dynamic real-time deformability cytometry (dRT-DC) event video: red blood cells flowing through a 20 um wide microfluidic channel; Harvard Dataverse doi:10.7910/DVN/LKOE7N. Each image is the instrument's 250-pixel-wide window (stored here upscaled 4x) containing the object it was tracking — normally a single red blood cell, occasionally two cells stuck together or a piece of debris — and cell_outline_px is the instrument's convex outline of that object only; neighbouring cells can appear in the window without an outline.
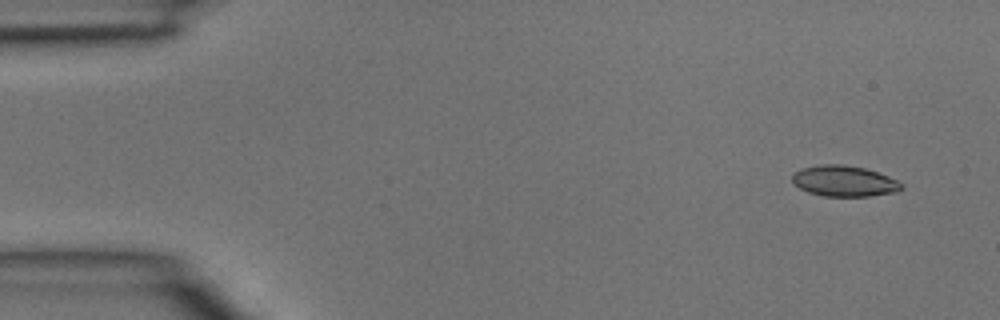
{"species": "common noctule bat (a hibernating species)", "species_latin": "Nyctalus noctula", "temperature_condition": "room temperature", "stored_images_in_passage": 4, "camera_frame_rate_fps": 3000, "um_per_image_px": 0.085, "animal": {"sex": "male", "body_mass_g": 15.6}, "frame": {"image": 1, "passage_image": 1, "time_ms": 0.0, "image_size_px": [1000, 320], "cell_outline_px": [[904, 188], [896, 192], [868, 196], [824, 196], [808, 192], [792, 184], [792, 172], [800, 168], [820, 164], [840, 164], [864, 168], [888, 176], [904, 184]], "centroid_in_image_um": [71.72, 15.39], "position_along_channel_um": 13.3, "area_um2": 19.77}}
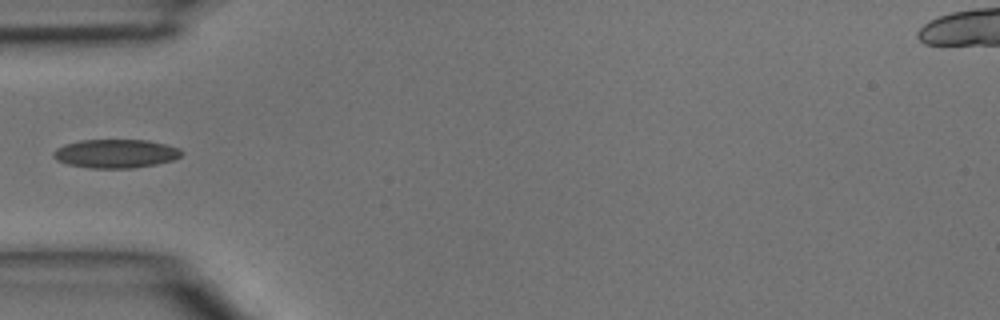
{"frame": {"image": 2, "passage_image": 4, "time_ms": 1.0, "image_size_px": [1000, 320], "cell_outline_px": [[184, 152], [180, 156], [172, 160], [156, 164], [132, 168], [88, 168], [68, 164], [56, 160], [52, 156], [52, 152], [56, 148], [64, 144], [80, 140], [148, 140], [180, 148]], "centroid_in_image_um": [9.8, 13.05], "position_along_channel_um": 75.2, "area_um2": 21.5}}